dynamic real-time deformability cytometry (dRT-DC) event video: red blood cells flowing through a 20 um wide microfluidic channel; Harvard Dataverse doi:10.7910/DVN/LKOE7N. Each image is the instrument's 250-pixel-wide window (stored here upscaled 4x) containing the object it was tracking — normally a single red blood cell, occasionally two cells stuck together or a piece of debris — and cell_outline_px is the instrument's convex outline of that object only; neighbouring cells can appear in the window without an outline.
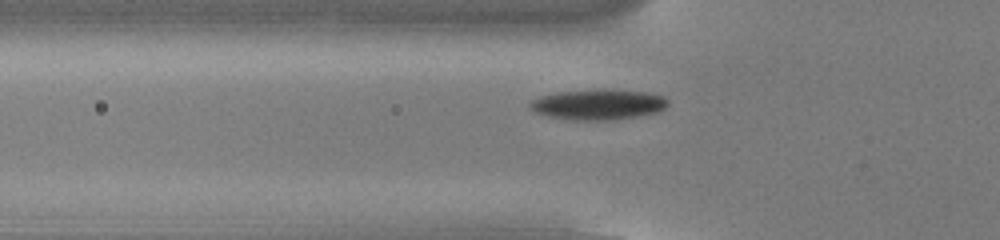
{"species": "common noctule bat (a hibernating species)", "species_latin": "Nyctalus noctula", "temperature_condition": "cold", "stored_images_in_passage": 37, "camera_frame_rate_fps": 3000, "um_per_image_px": 0.085, "animal": {"sex": "male", "body_mass_g": 13.0, "forearm_length_mm": 53.1}, "frame": {"image": 1, "passage_image": 8, "time_ms": 2.333, "image_size_px": [1000, 240], "cell_outline_px": [[668, 104], [660, 112], [616, 120], [572, 120], [548, 116], [536, 112], [528, 108], [528, 104], [532, 100], [540, 96], [556, 92], [604, 88], [648, 92], [664, 96], [668, 100]], "centroid_in_image_um": [50.86, 8.87], "position_along_channel_um": 74.9, "area_um2": 24.97}}
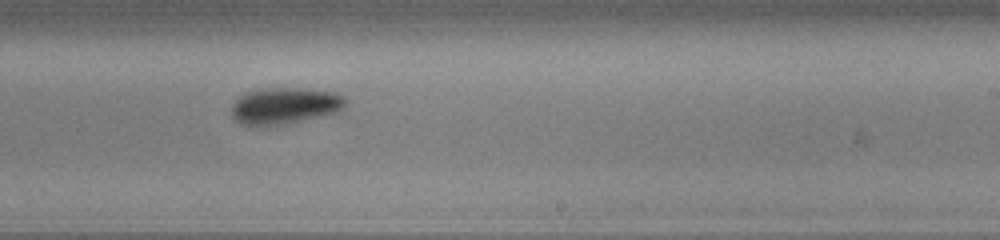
{"frame": {"image": 2, "passage_image": 23, "time_ms": 7.333, "image_size_px": [1000, 240], "cell_outline_px": [[344, 104], [340, 112], [288, 124], [264, 128], [252, 128], [240, 124], [232, 116], [232, 104], [244, 92], [260, 88], [300, 88], [336, 92], [344, 96]], "centroid_in_image_um": [24.15, 9.03], "position_along_channel_um": 264.8, "area_um2": 25.09}}
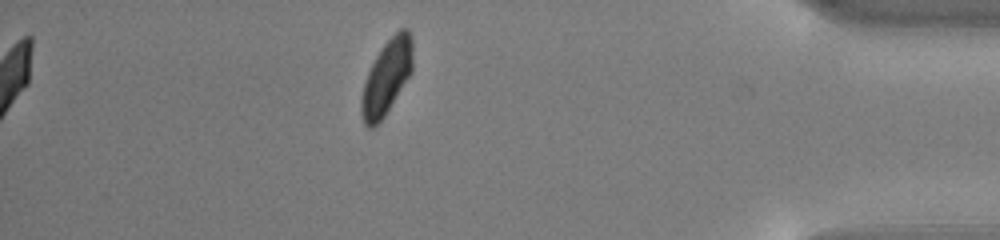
{"frame": {"image": 3, "passage_image": 37, "time_ms": 12.0, "image_size_px": [1000, 240], "cell_outline_px": [[412, 72], [384, 116], [372, 128], [368, 128], [364, 124], [360, 108], [360, 100], [364, 84], [368, 72], [376, 56], [384, 44], [400, 28], [408, 28], [412, 36]], "centroid_in_image_um": [32.87, 6.55], "position_along_channel_um": 402.3, "area_um2": 22.08}, "authors_computed_cell_mechanics": {"area_um2": 23.987, "velocity_mm_per_s": 3.8023, "shape_relaxation_time_tau1_ms": 2.4817, "shape_relaxation_time_tau2_ms": 8.1975, "deformation_change_tau1": 0.1175, "deformation_change_tau2": 0.1027}}